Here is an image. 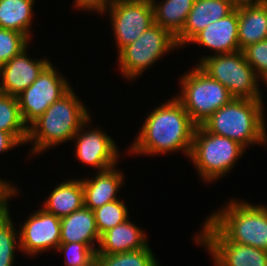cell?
Instances as JSON below:
<instances>
[{
	"mask_svg": "<svg viewBox=\"0 0 267 266\" xmlns=\"http://www.w3.org/2000/svg\"><path fill=\"white\" fill-rule=\"evenodd\" d=\"M247 63L263 80L267 77V39L251 44L242 50Z\"/></svg>",
	"mask_w": 267,
	"mask_h": 266,
	"instance_id": "f546056e",
	"label": "cell"
},
{
	"mask_svg": "<svg viewBox=\"0 0 267 266\" xmlns=\"http://www.w3.org/2000/svg\"><path fill=\"white\" fill-rule=\"evenodd\" d=\"M201 230L194 242L206 247L215 266H267V250L228 241L208 220Z\"/></svg>",
	"mask_w": 267,
	"mask_h": 266,
	"instance_id": "30bf717a",
	"label": "cell"
},
{
	"mask_svg": "<svg viewBox=\"0 0 267 266\" xmlns=\"http://www.w3.org/2000/svg\"><path fill=\"white\" fill-rule=\"evenodd\" d=\"M199 60L197 66L226 87L234 98L262 99L258 84L262 79L247 63L241 50L203 56Z\"/></svg>",
	"mask_w": 267,
	"mask_h": 266,
	"instance_id": "52a82bcc",
	"label": "cell"
},
{
	"mask_svg": "<svg viewBox=\"0 0 267 266\" xmlns=\"http://www.w3.org/2000/svg\"><path fill=\"white\" fill-rule=\"evenodd\" d=\"M30 40L22 33L0 28V66L24 50Z\"/></svg>",
	"mask_w": 267,
	"mask_h": 266,
	"instance_id": "83f0119b",
	"label": "cell"
},
{
	"mask_svg": "<svg viewBox=\"0 0 267 266\" xmlns=\"http://www.w3.org/2000/svg\"><path fill=\"white\" fill-rule=\"evenodd\" d=\"M188 43H197L214 51V55L240 51L238 41V8L218 21L210 23Z\"/></svg>",
	"mask_w": 267,
	"mask_h": 266,
	"instance_id": "9a60e30c",
	"label": "cell"
},
{
	"mask_svg": "<svg viewBox=\"0 0 267 266\" xmlns=\"http://www.w3.org/2000/svg\"><path fill=\"white\" fill-rule=\"evenodd\" d=\"M28 46L10 61L0 66V93L17 96L28 88L50 63L49 59H31Z\"/></svg>",
	"mask_w": 267,
	"mask_h": 266,
	"instance_id": "5bb4252c",
	"label": "cell"
},
{
	"mask_svg": "<svg viewBox=\"0 0 267 266\" xmlns=\"http://www.w3.org/2000/svg\"><path fill=\"white\" fill-rule=\"evenodd\" d=\"M96 227L100 236L109 229L129 219L126 205L120 199L104 204L93 210Z\"/></svg>",
	"mask_w": 267,
	"mask_h": 266,
	"instance_id": "4316f807",
	"label": "cell"
},
{
	"mask_svg": "<svg viewBox=\"0 0 267 266\" xmlns=\"http://www.w3.org/2000/svg\"><path fill=\"white\" fill-rule=\"evenodd\" d=\"M180 81L182 91L176 98L197 126L234 98L226 87L197 65L185 73Z\"/></svg>",
	"mask_w": 267,
	"mask_h": 266,
	"instance_id": "8992f818",
	"label": "cell"
},
{
	"mask_svg": "<svg viewBox=\"0 0 267 266\" xmlns=\"http://www.w3.org/2000/svg\"><path fill=\"white\" fill-rule=\"evenodd\" d=\"M16 195H18L17 187L0 178V215L9 213L8 200Z\"/></svg>",
	"mask_w": 267,
	"mask_h": 266,
	"instance_id": "1f68e13d",
	"label": "cell"
},
{
	"mask_svg": "<svg viewBox=\"0 0 267 266\" xmlns=\"http://www.w3.org/2000/svg\"><path fill=\"white\" fill-rule=\"evenodd\" d=\"M58 252L65 255V266H84L88 264L96 254V251L88 244L83 243H60Z\"/></svg>",
	"mask_w": 267,
	"mask_h": 266,
	"instance_id": "f1b7e54d",
	"label": "cell"
},
{
	"mask_svg": "<svg viewBox=\"0 0 267 266\" xmlns=\"http://www.w3.org/2000/svg\"><path fill=\"white\" fill-rule=\"evenodd\" d=\"M83 206L84 190L81 179H67L51 191L42 208L61 219Z\"/></svg>",
	"mask_w": 267,
	"mask_h": 266,
	"instance_id": "ffe728a7",
	"label": "cell"
},
{
	"mask_svg": "<svg viewBox=\"0 0 267 266\" xmlns=\"http://www.w3.org/2000/svg\"><path fill=\"white\" fill-rule=\"evenodd\" d=\"M38 210L19 229L20 250L30 256L56 250L60 244L61 219L43 208Z\"/></svg>",
	"mask_w": 267,
	"mask_h": 266,
	"instance_id": "4fadbf2b",
	"label": "cell"
},
{
	"mask_svg": "<svg viewBox=\"0 0 267 266\" xmlns=\"http://www.w3.org/2000/svg\"><path fill=\"white\" fill-rule=\"evenodd\" d=\"M106 12L108 14L110 12L118 53L135 42L154 24V8L151 0H117Z\"/></svg>",
	"mask_w": 267,
	"mask_h": 266,
	"instance_id": "8fae6325",
	"label": "cell"
},
{
	"mask_svg": "<svg viewBox=\"0 0 267 266\" xmlns=\"http://www.w3.org/2000/svg\"><path fill=\"white\" fill-rule=\"evenodd\" d=\"M90 118L81 126L72 140L75 141V154L79 162L97 168L99 172L117 165L119 150L116 142L104 131L94 128L87 129ZM85 129V130H83Z\"/></svg>",
	"mask_w": 267,
	"mask_h": 266,
	"instance_id": "7c38bea8",
	"label": "cell"
},
{
	"mask_svg": "<svg viewBox=\"0 0 267 266\" xmlns=\"http://www.w3.org/2000/svg\"><path fill=\"white\" fill-rule=\"evenodd\" d=\"M235 9L245 7V6H255L260 5L263 0H227Z\"/></svg>",
	"mask_w": 267,
	"mask_h": 266,
	"instance_id": "836d02e7",
	"label": "cell"
},
{
	"mask_svg": "<svg viewBox=\"0 0 267 266\" xmlns=\"http://www.w3.org/2000/svg\"><path fill=\"white\" fill-rule=\"evenodd\" d=\"M196 126L174 96L148 114L128 150L134 155L146 156L182 151L189 158Z\"/></svg>",
	"mask_w": 267,
	"mask_h": 266,
	"instance_id": "6da1fadb",
	"label": "cell"
},
{
	"mask_svg": "<svg viewBox=\"0 0 267 266\" xmlns=\"http://www.w3.org/2000/svg\"><path fill=\"white\" fill-rule=\"evenodd\" d=\"M124 175L115 166L101 171L95 177L81 179L84 190V206L92 211L104 204L118 200L117 193L122 187Z\"/></svg>",
	"mask_w": 267,
	"mask_h": 266,
	"instance_id": "e0dca14e",
	"label": "cell"
},
{
	"mask_svg": "<svg viewBox=\"0 0 267 266\" xmlns=\"http://www.w3.org/2000/svg\"><path fill=\"white\" fill-rule=\"evenodd\" d=\"M83 104L71 88L28 125L26 143L34 141L32 155L72 140L81 126L91 118Z\"/></svg>",
	"mask_w": 267,
	"mask_h": 266,
	"instance_id": "7a4b0ae2",
	"label": "cell"
},
{
	"mask_svg": "<svg viewBox=\"0 0 267 266\" xmlns=\"http://www.w3.org/2000/svg\"><path fill=\"white\" fill-rule=\"evenodd\" d=\"M10 212L0 215V266H14L15 249L20 250L19 232Z\"/></svg>",
	"mask_w": 267,
	"mask_h": 266,
	"instance_id": "484cf974",
	"label": "cell"
},
{
	"mask_svg": "<svg viewBox=\"0 0 267 266\" xmlns=\"http://www.w3.org/2000/svg\"><path fill=\"white\" fill-rule=\"evenodd\" d=\"M262 81H264V84H266V86H267V77L264 78Z\"/></svg>",
	"mask_w": 267,
	"mask_h": 266,
	"instance_id": "d590c367",
	"label": "cell"
},
{
	"mask_svg": "<svg viewBox=\"0 0 267 266\" xmlns=\"http://www.w3.org/2000/svg\"><path fill=\"white\" fill-rule=\"evenodd\" d=\"M265 39H267V2L238 8L240 50Z\"/></svg>",
	"mask_w": 267,
	"mask_h": 266,
	"instance_id": "44dd1931",
	"label": "cell"
},
{
	"mask_svg": "<svg viewBox=\"0 0 267 266\" xmlns=\"http://www.w3.org/2000/svg\"><path fill=\"white\" fill-rule=\"evenodd\" d=\"M207 220L228 241L267 250V206L232 198Z\"/></svg>",
	"mask_w": 267,
	"mask_h": 266,
	"instance_id": "277c9868",
	"label": "cell"
},
{
	"mask_svg": "<svg viewBox=\"0 0 267 266\" xmlns=\"http://www.w3.org/2000/svg\"><path fill=\"white\" fill-rule=\"evenodd\" d=\"M0 131L10 133L21 145L26 144L28 126L23 122L16 96L0 93Z\"/></svg>",
	"mask_w": 267,
	"mask_h": 266,
	"instance_id": "cb8c5ba5",
	"label": "cell"
},
{
	"mask_svg": "<svg viewBox=\"0 0 267 266\" xmlns=\"http://www.w3.org/2000/svg\"><path fill=\"white\" fill-rule=\"evenodd\" d=\"M100 234L96 227L94 213L83 206L70 215L61 218L60 243H83L91 246L95 251L100 243Z\"/></svg>",
	"mask_w": 267,
	"mask_h": 266,
	"instance_id": "d6986e66",
	"label": "cell"
},
{
	"mask_svg": "<svg viewBox=\"0 0 267 266\" xmlns=\"http://www.w3.org/2000/svg\"><path fill=\"white\" fill-rule=\"evenodd\" d=\"M234 9L227 0H195L182 31L175 37L178 47L187 44L210 23L227 16Z\"/></svg>",
	"mask_w": 267,
	"mask_h": 266,
	"instance_id": "2e32d148",
	"label": "cell"
},
{
	"mask_svg": "<svg viewBox=\"0 0 267 266\" xmlns=\"http://www.w3.org/2000/svg\"><path fill=\"white\" fill-rule=\"evenodd\" d=\"M147 239L146 233L127 219L101 235L96 253L111 255L138 250L149 244Z\"/></svg>",
	"mask_w": 267,
	"mask_h": 266,
	"instance_id": "ac0fdd59",
	"label": "cell"
},
{
	"mask_svg": "<svg viewBox=\"0 0 267 266\" xmlns=\"http://www.w3.org/2000/svg\"><path fill=\"white\" fill-rule=\"evenodd\" d=\"M35 0H0V28L24 34L30 39Z\"/></svg>",
	"mask_w": 267,
	"mask_h": 266,
	"instance_id": "603a6c76",
	"label": "cell"
},
{
	"mask_svg": "<svg viewBox=\"0 0 267 266\" xmlns=\"http://www.w3.org/2000/svg\"><path fill=\"white\" fill-rule=\"evenodd\" d=\"M177 48L175 37L154 23L135 42L118 53L121 74L128 80L138 78L160 57Z\"/></svg>",
	"mask_w": 267,
	"mask_h": 266,
	"instance_id": "ba28073f",
	"label": "cell"
},
{
	"mask_svg": "<svg viewBox=\"0 0 267 266\" xmlns=\"http://www.w3.org/2000/svg\"><path fill=\"white\" fill-rule=\"evenodd\" d=\"M262 99L233 98L201 125L210 133L228 137L247 148L267 142Z\"/></svg>",
	"mask_w": 267,
	"mask_h": 266,
	"instance_id": "3957f363",
	"label": "cell"
},
{
	"mask_svg": "<svg viewBox=\"0 0 267 266\" xmlns=\"http://www.w3.org/2000/svg\"><path fill=\"white\" fill-rule=\"evenodd\" d=\"M117 0H74V5L84 11H96L98 14H107L106 11Z\"/></svg>",
	"mask_w": 267,
	"mask_h": 266,
	"instance_id": "4dcf8cb0",
	"label": "cell"
},
{
	"mask_svg": "<svg viewBox=\"0 0 267 266\" xmlns=\"http://www.w3.org/2000/svg\"><path fill=\"white\" fill-rule=\"evenodd\" d=\"M21 144L8 132L0 131V154Z\"/></svg>",
	"mask_w": 267,
	"mask_h": 266,
	"instance_id": "d6a6232c",
	"label": "cell"
},
{
	"mask_svg": "<svg viewBox=\"0 0 267 266\" xmlns=\"http://www.w3.org/2000/svg\"><path fill=\"white\" fill-rule=\"evenodd\" d=\"M195 0H151L154 8V23L167 29L176 37L183 29ZM157 2V3H156Z\"/></svg>",
	"mask_w": 267,
	"mask_h": 266,
	"instance_id": "7402d4cb",
	"label": "cell"
},
{
	"mask_svg": "<svg viewBox=\"0 0 267 266\" xmlns=\"http://www.w3.org/2000/svg\"><path fill=\"white\" fill-rule=\"evenodd\" d=\"M97 266H159L149 244L138 250L111 255L95 254Z\"/></svg>",
	"mask_w": 267,
	"mask_h": 266,
	"instance_id": "d4e9b609",
	"label": "cell"
},
{
	"mask_svg": "<svg viewBox=\"0 0 267 266\" xmlns=\"http://www.w3.org/2000/svg\"><path fill=\"white\" fill-rule=\"evenodd\" d=\"M84 266H97L96 256L88 264H86Z\"/></svg>",
	"mask_w": 267,
	"mask_h": 266,
	"instance_id": "e575fe53",
	"label": "cell"
},
{
	"mask_svg": "<svg viewBox=\"0 0 267 266\" xmlns=\"http://www.w3.org/2000/svg\"><path fill=\"white\" fill-rule=\"evenodd\" d=\"M52 65L49 63L37 79L16 96L21 117L27 126L72 88L68 79Z\"/></svg>",
	"mask_w": 267,
	"mask_h": 266,
	"instance_id": "9c48e42d",
	"label": "cell"
},
{
	"mask_svg": "<svg viewBox=\"0 0 267 266\" xmlns=\"http://www.w3.org/2000/svg\"><path fill=\"white\" fill-rule=\"evenodd\" d=\"M245 147L228 137L208 132L202 125L195 128L189 159L200 177L209 182L227 175L244 155Z\"/></svg>",
	"mask_w": 267,
	"mask_h": 266,
	"instance_id": "5b68a950",
	"label": "cell"
}]
</instances>
